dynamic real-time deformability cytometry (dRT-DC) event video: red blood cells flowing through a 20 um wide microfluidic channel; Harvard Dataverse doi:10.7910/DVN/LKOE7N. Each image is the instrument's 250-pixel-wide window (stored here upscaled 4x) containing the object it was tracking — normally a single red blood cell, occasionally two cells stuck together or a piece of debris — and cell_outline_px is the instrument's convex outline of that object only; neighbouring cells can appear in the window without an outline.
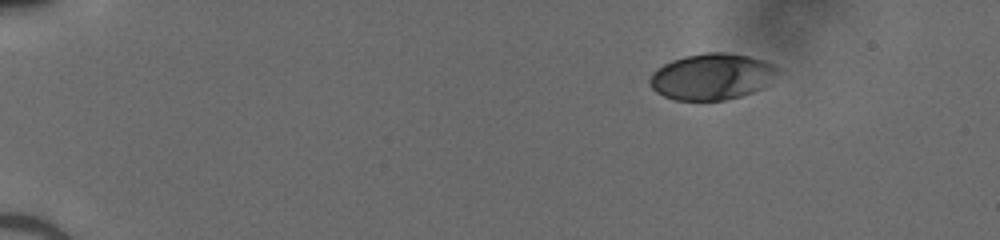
{"species": "human", "species_latin": "Homo sapiens", "temperature_condition": "cold", "stored_images_in_passage": 44, "camera_frame_rate_fps": 3000, "um_per_image_px": 0.085, "donor": {"sex": "male"}, "frame": {"image": 1, "passage_image": 1, "time_ms": 0.0, "image_size_px": [1000, 240], "cell_outline_px": [[788, 72], [764, 88], [740, 96], [724, 100], [676, 100], [664, 96], [656, 92], [652, 88], [648, 80], [652, 72], [656, 68], [672, 60], [684, 56], [708, 52], [724, 52], [748, 56], [764, 60], [776, 64], [784, 68]], "centroid_in_image_um": [60.65, 6.5], "position_along_channel_um": 24.4, "area_um2": 35.49}}
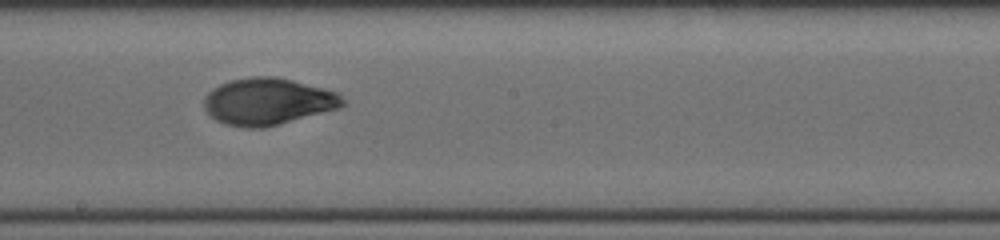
{"frame": {"image": 2, "passage_image": 24, "time_ms": 7.667, "image_size_px": [1000, 240], "cell_outline_px": [[344, 104], [340, 108], [264, 128], [244, 128], [224, 124], [216, 120], [204, 108], [204, 96], [212, 88], [220, 84], [232, 80], [252, 76], [276, 76], [324, 88], [336, 92], [344, 100]], "centroid_in_image_um": [22.75, 8.63], "position_along_channel_um": 225.5, "area_um2": 37.86}}
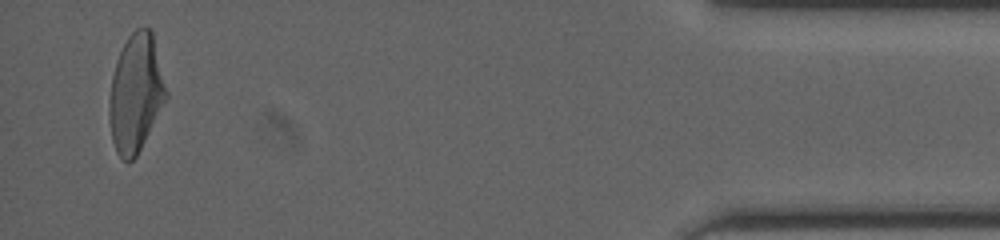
{"frame": {"image": 3, "passage_image": 43, "time_ms": 14.0, "image_size_px": [1000, 240], "cell_outline_px": [[168, 96], [136, 156], [128, 164], [116, 152], [112, 140], [108, 112], [108, 104], [112, 76], [116, 60], [128, 36], [136, 28], [152, 28], [168, 92]], "centroid_in_image_um": [11.54, 7.9], "position_along_channel_um": 423.7, "area_um2": 39.19}}